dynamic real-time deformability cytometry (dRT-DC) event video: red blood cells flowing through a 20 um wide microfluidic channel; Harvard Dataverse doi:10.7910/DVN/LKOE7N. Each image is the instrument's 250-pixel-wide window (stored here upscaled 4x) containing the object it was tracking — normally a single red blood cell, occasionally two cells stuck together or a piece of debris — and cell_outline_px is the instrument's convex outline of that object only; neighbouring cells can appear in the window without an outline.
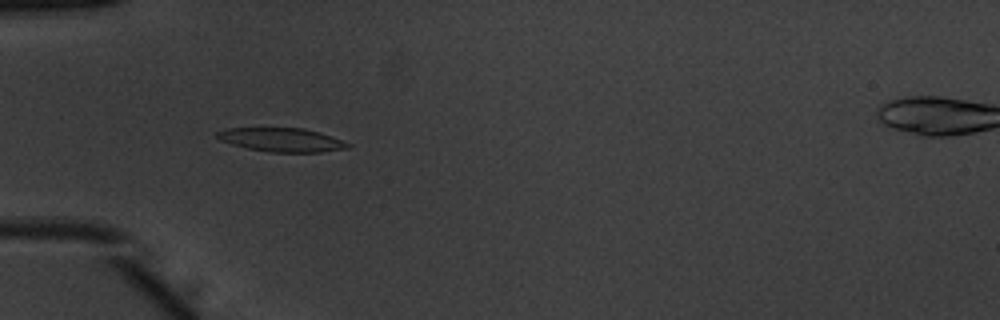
{"species": "common noctule bat (a hibernating species)", "species_latin": "Nyctalus noctula", "temperature_condition": "warm", "stored_images_in_passage": 53, "camera_frame_rate_fps": 3000, "um_per_image_px": 0.085, "animal": {"sex": "male", "body_mass_g": 20.1, "forearm_length_mm": 53.5}, "frame": {"image": 1, "passage_image": 18, "time_ms": 5.667, "image_size_px": [1000, 320], "cell_outline_px": [[352, 144], [348, 148], [320, 152], [272, 152], [248, 148], [232, 144], [220, 140], [216, 136], [216, 132], [224, 128], [304, 128], [320, 132]], "centroid_in_image_um": [23.94, 11.88], "position_along_channel_um": 61.1, "area_um2": 18.03}}
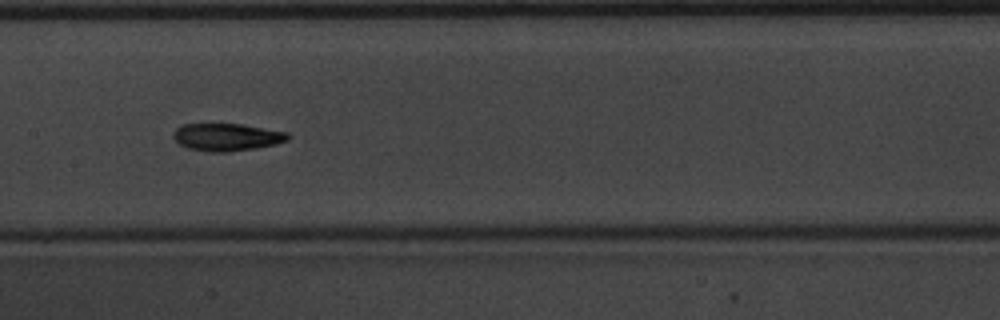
{"frame": {"image": 2, "passage_image": 28, "time_ms": 9.0, "image_size_px": [1000, 320], "cell_outline_px": [[292, 136], [288, 140], [276, 144], [256, 148], [228, 152], [212, 152], [188, 148], [180, 144], [172, 136], [176, 128], [184, 124], [244, 124], [288, 132]], "centroid_in_image_um": [19.33, 11.65], "position_along_channel_um": 188.1, "area_um2": 18.44}}
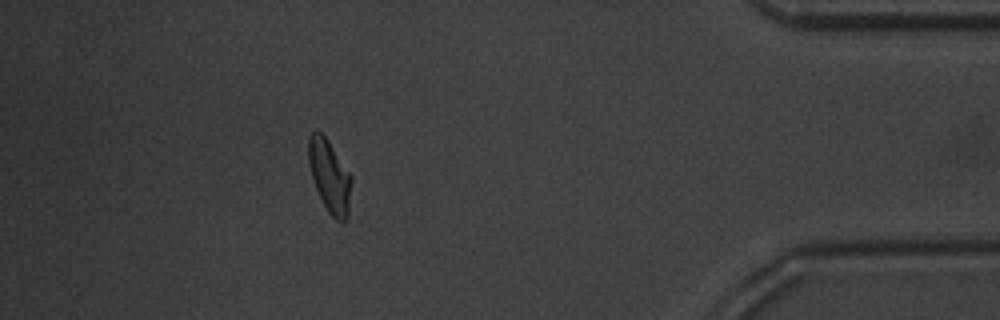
{"frame": {"image": 3, "passage_image": 48, "time_ms": 15.667, "image_size_px": [1000, 320], "cell_outline_px": [[352, 180], [348, 216], [344, 224], [336, 220], [328, 212], [316, 188], [312, 176], [308, 160], [308, 136], [316, 128], [328, 140], [352, 176]], "centroid_in_image_um": [28.03, 14.97], "position_along_channel_um": 407.2, "area_um2": 18.21}, "authors_computed_cell_mechanics": {"area_um2": 18.207, "velocity_mm_per_s": 3.9312, "shape_relaxation_time_tau1_ms": 2.8844, "shape_relaxation_time_tau2_ms": 3.0815, "deformation_change_tau1": 0.177, "deformation_change_tau2": 0.079}}